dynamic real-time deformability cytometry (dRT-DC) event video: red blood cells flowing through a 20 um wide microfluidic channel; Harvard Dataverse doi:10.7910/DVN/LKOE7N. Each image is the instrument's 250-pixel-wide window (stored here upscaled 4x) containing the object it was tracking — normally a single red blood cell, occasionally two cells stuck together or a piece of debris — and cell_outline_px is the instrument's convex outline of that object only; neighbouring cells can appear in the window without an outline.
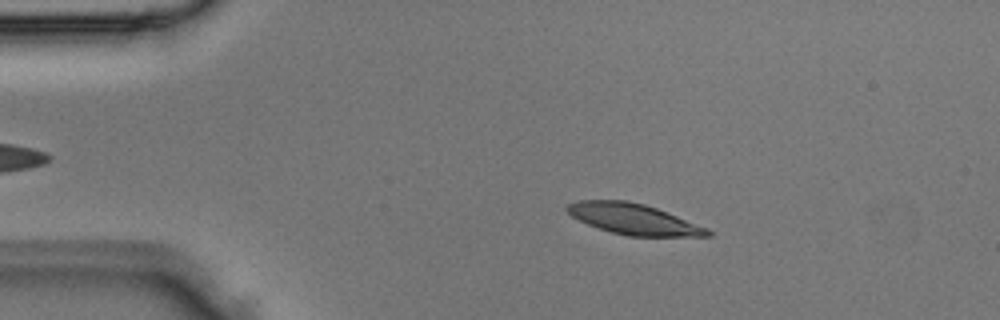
{"species": "Egyptian fruit bat (a non-hibernating species)", "species_latin": "Rousettus aegyptiacus", "temperature_condition": "room temperature", "stored_images_in_passage": 4, "segment_of_instrument_passage": [1, 2], "camera_frame_rate_fps": 3000, "um_per_image_px": 0.085, "animal": {"sex": "male"}, "frame": {"image": 1, "passage_image": 2, "time_ms": 0.333, "image_size_px": [1000, 320], "cell_outline_px": [[712, 236], [628, 236], [612, 232], [588, 224], [572, 216], [564, 208], [568, 204], [576, 200], [628, 200], [644, 204], [656, 208], [708, 228], [712, 232]], "centroid_in_image_um": [53.85, 18.61], "position_along_channel_um": 31.2, "area_um2": 24.97}}